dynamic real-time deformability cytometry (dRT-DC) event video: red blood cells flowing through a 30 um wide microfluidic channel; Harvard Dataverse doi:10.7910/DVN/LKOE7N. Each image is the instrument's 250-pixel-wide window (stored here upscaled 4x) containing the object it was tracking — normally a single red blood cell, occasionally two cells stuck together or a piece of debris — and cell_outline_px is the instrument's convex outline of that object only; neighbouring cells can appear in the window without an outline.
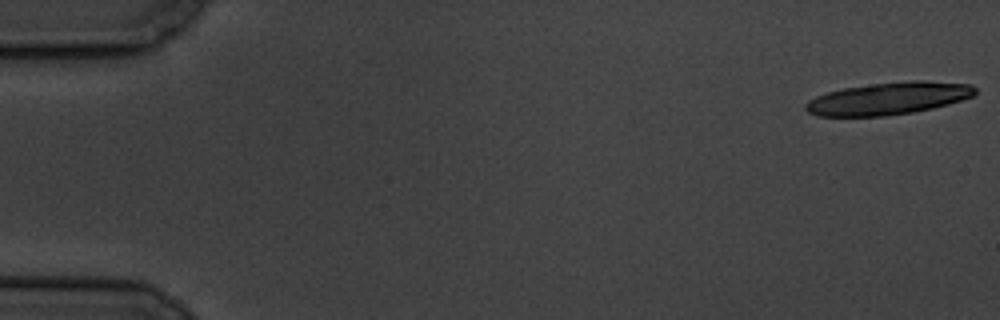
{"species": "common noctule bat (a hibernating species)", "species_latin": "Nyctalus noctula", "temperature_condition": "cold", "stored_images_in_passage": 7, "camera_frame_rate_fps": 3000, "um_per_image_px": 0.085, "animal": {"sex": "male", "body_mass_g": 19.5, "forearm_length_mm": 54.6}, "frame": {"image": 1, "passage_image": 1, "time_ms": 0.0, "image_size_px": [1000, 320], "cell_outline_px": [[976, 92], [972, 96], [948, 104], [932, 108], [912, 112], [884, 116], [820, 116], [808, 112], [804, 108], [804, 104], [808, 100], [816, 96], [828, 92], [844, 88], [872, 84], [912, 80], [920, 80], [972, 84], [976, 88]], "centroid_in_image_um": [75.51, 8.36], "position_along_channel_um": 9.5, "area_um2": 31.79}}